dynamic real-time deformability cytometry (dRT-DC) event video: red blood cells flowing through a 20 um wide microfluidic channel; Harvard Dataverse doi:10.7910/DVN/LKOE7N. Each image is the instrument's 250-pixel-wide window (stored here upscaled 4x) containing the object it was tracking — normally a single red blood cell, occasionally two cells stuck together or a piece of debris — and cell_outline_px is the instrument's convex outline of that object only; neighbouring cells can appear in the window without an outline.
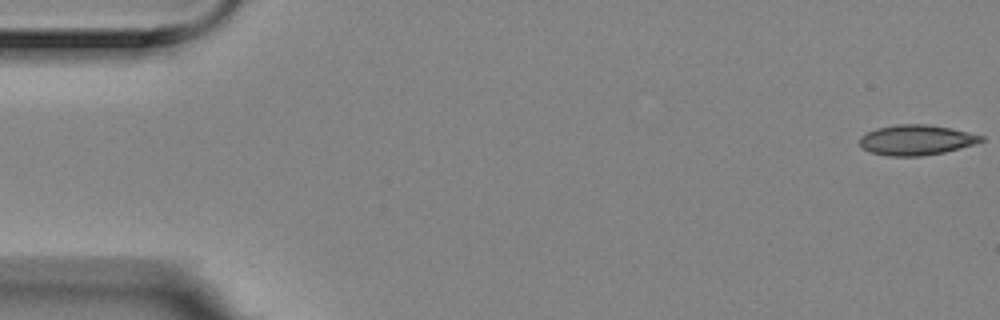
{"species": "Egyptian fruit bat (a non-hibernating species)", "species_latin": "Rousettus aegyptiacus", "temperature_condition": "room temperature", "stored_images_in_passage": 51, "camera_frame_rate_fps": 3000, "um_per_image_px": 0.085, "animal": {"sex": "female"}, "frame": {"image": 1, "passage_image": 1, "time_ms": 0.0, "image_size_px": [1000, 320], "cell_outline_px": [[984, 140], [972, 144], [944, 152], [920, 156], [888, 156], [872, 152], [864, 148], [860, 144], [860, 136], [876, 128], [896, 124], [928, 124], [952, 128], [984, 136]], "centroid_in_image_um": [77.87, 11.88], "position_along_channel_um": 7.1, "area_um2": 21.21}}
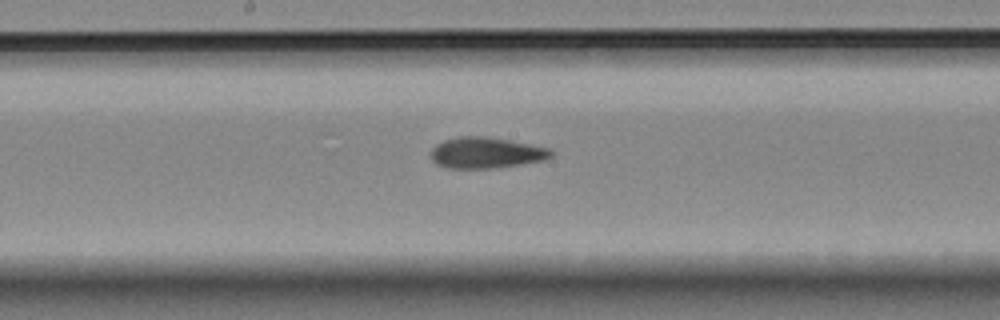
{"frame": {"image": 2, "passage_image": 29, "time_ms": 9.333, "image_size_px": [1000, 320], "cell_outline_px": [[556, 152], [552, 156], [544, 160], [520, 164], [492, 168], [448, 168], [436, 164], [432, 160], [432, 148], [436, 144], [444, 140], [460, 136], [488, 136], [552, 148]], "centroid_in_image_um": [41.36, 12.97], "position_along_channel_um": 206.8, "area_um2": 21.85}}
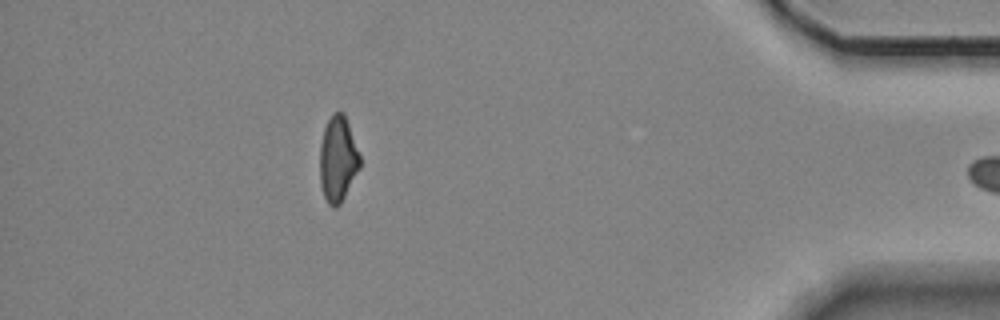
{"frame": {"image": 3, "passage_image": 50, "time_ms": 16.333, "image_size_px": [1000, 320], "cell_outline_px": [[360, 168], [340, 204], [336, 208], [332, 208], [328, 204], [324, 196], [320, 184], [320, 144], [324, 128], [332, 112], [344, 112], [360, 156]], "centroid_in_image_um": [28.71, 13.53], "position_along_channel_um": 406.5, "area_um2": 20.0}}